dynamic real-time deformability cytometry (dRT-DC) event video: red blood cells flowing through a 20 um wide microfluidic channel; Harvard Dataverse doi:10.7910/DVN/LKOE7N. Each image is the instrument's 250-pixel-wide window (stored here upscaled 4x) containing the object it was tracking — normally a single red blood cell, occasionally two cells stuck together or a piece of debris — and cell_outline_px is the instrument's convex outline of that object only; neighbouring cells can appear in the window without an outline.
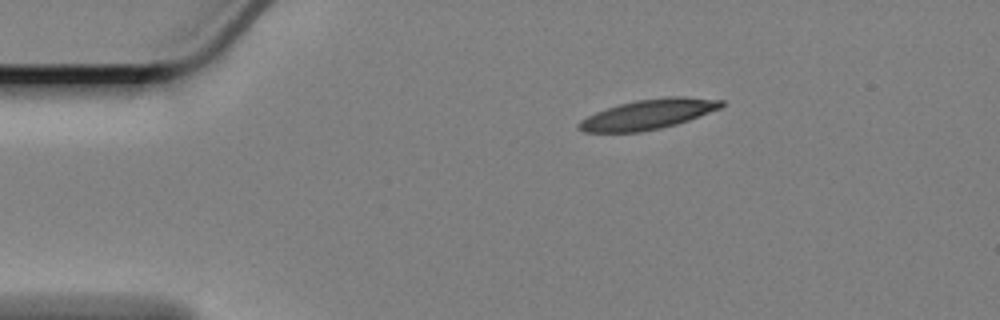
{"species": "Egyptian fruit bat (a non-hibernating species)", "species_latin": "Rousettus aegyptiacus", "temperature_condition": "cold", "stored_images_in_passage": 50, "camera_frame_rate_fps": 3000, "um_per_image_px": 0.085, "animal": {"sex": "female"}, "frame": {"image": 1, "passage_image": 1, "time_ms": 0.0, "image_size_px": [1000, 320], "cell_outline_px": [[724, 104], [720, 108], [688, 120], [676, 124], [660, 128], [640, 132], [584, 132], [576, 128], [576, 124], [580, 120], [596, 112], [620, 104], [636, 100], [668, 96], [684, 96], [724, 100]], "centroid_in_image_um": [55.08, 9.71], "position_along_channel_um": 29.9, "area_um2": 24.74}}
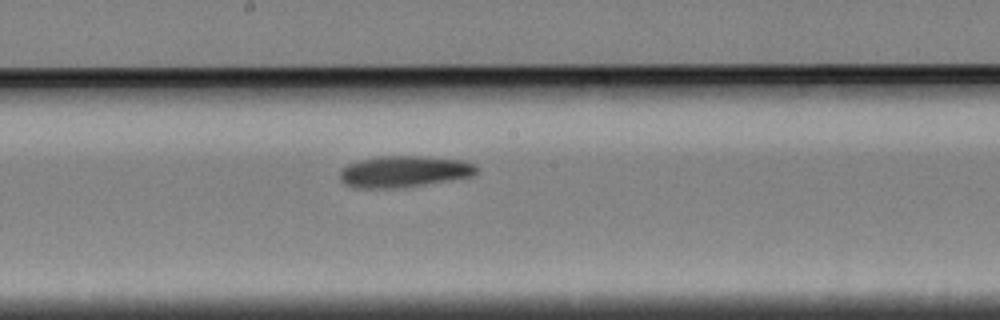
{"frame": {"image": 2, "passage_image": 22, "time_ms": 7.0, "image_size_px": [1000, 320], "cell_outline_px": [[476, 172], [472, 176], [424, 184], [384, 188], [356, 188], [344, 184], [340, 180], [340, 168], [348, 164], [360, 160], [376, 156], [420, 156], [460, 160], [476, 164]], "centroid_in_image_um": [34.28, 14.57], "position_along_channel_um": 213.9, "area_um2": 24.74}}
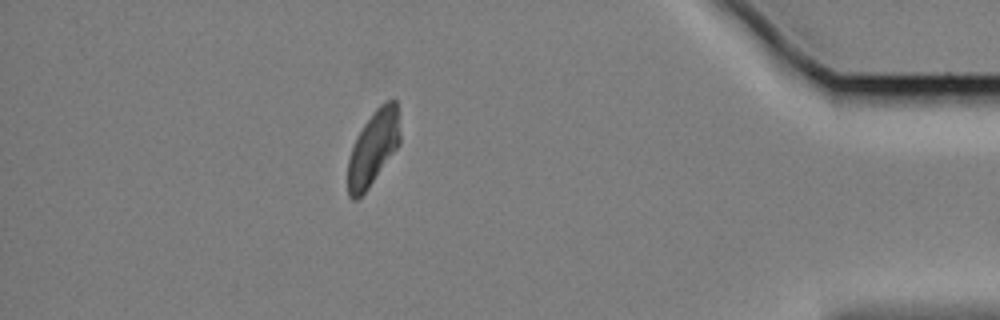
{"frame": {"image": 3, "passage_image": 43, "time_ms": 14.0, "image_size_px": [1000, 320], "cell_outline_px": [[400, 144], [368, 188], [356, 200], [352, 200], [348, 196], [348, 160], [356, 136], [364, 124], [376, 108], [384, 100], [396, 100], [400, 132]], "centroid_in_image_um": [31.72, 12.56], "position_along_channel_um": 403.5, "area_um2": 22.54}}